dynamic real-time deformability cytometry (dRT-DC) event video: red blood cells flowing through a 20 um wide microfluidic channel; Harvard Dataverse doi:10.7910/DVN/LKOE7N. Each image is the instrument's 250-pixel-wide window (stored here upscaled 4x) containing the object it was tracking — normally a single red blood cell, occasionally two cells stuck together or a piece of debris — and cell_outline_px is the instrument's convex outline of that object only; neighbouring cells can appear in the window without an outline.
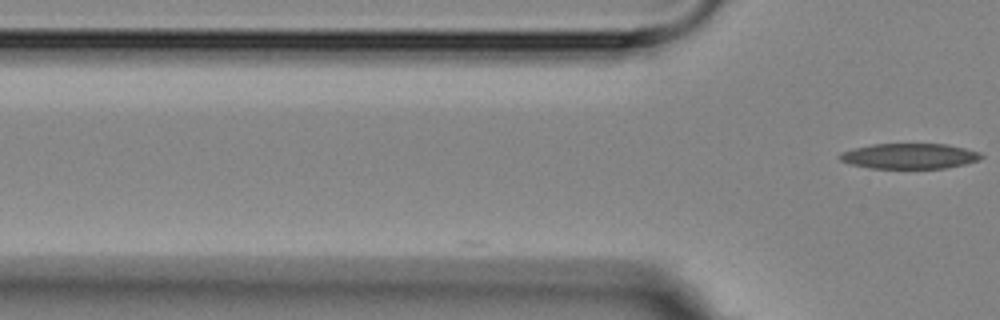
{"species": "Egyptian fruit bat (a non-hibernating species)", "species_latin": "Rousettus aegyptiacus", "temperature_condition": "room temperature", "stored_images_in_passage": 2, "camera_frame_rate_fps": 3000, "um_per_image_px": 0.085, "animal": {"sex": "female"}, "frame": {"image": 1, "passage_image": 2, "time_ms": 1.0, "image_size_px": [1000, 320], "cell_outline_px": [[984, 156], [980, 160], [948, 168], [868, 168], [848, 164], [840, 160], [836, 156], [840, 152], [852, 148], [872, 144], [948, 144], [980, 152]], "centroid_in_image_um": [77.26, 13.27], "position_along_channel_um": 48.5, "area_um2": 21.21}}